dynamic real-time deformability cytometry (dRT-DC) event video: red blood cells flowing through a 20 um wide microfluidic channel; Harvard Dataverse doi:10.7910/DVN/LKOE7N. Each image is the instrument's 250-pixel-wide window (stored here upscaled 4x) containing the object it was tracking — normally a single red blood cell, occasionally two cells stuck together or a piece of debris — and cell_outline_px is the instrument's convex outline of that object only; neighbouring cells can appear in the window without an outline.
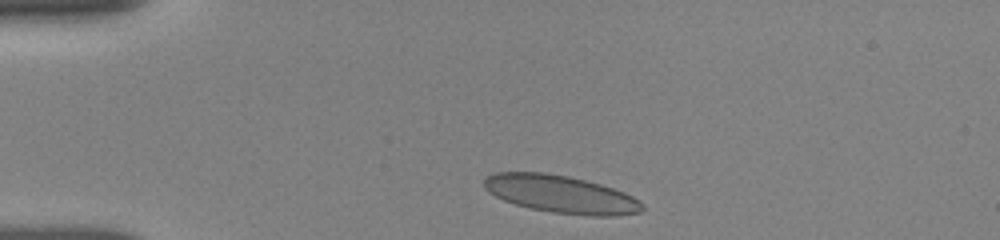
{"species": "human", "species_latin": "Homo sapiens", "temperature_condition": "room temperature", "stored_images_in_passage": 8, "camera_frame_rate_fps": 3000, "um_per_image_px": 0.085, "donor": {"sex": "female"}, "frame": {"image": 1, "passage_image": 1, "time_ms": 0.0, "image_size_px": [1000, 240], "cell_outline_px": [[644, 208], [640, 212], [616, 216], [592, 216], [552, 212], [532, 208], [516, 204], [504, 200], [488, 192], [484, 188], [484, 180], [488, 176], [496, 172], [544, 172], [568, 176], [600, 184], [624, 192], [640, 200], [644, 204]], "centroid_in_image_um": [47.69, 16.51], "position_along_channel_um": 37.3, "area_um2": 34.56}}
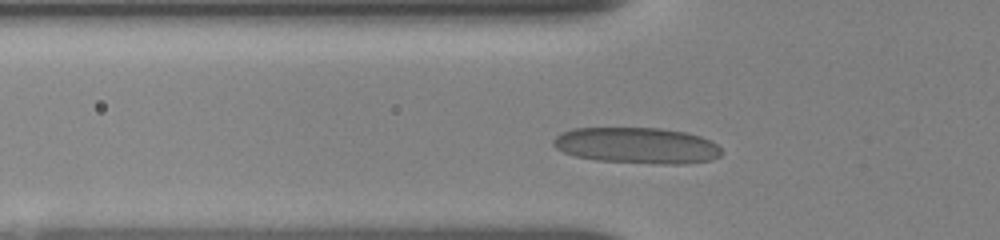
{"frame": {"image": 2, "passage_image": 6, "time_ms": 2.0, "image_size_px": [1000, 240], "cell_outline_px": [[724, 152], [720, 156], [712, 160], [688, 164], [660, 164], [596, 160], [576, 156], [564, 152], [556, 148], [552, 144], [552, 140], [560, 132], [572, 128], [660, 128], [688, 132], [700, 136], [716, 144]], "centroid_in_image_um": [54.16, 12.37], "position_along_channel_um": 71.6, "area_um2": 35.66}}